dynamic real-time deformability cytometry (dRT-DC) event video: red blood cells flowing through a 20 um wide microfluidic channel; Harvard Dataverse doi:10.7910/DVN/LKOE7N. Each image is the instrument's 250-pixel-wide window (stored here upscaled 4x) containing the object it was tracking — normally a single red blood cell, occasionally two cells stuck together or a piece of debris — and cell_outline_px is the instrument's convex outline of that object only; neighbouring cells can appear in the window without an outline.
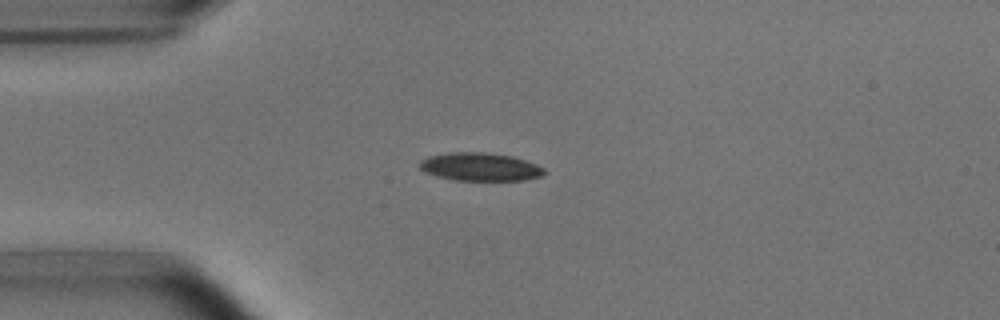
{"species": "common noctule bat (a hibernating species)", "species_latin": "Nyctalus noctula", "temperature_condition": "room temperature", "stored_images_in_passage": 4, "camera_frame_rate_fps": 3000, "um_per_image_px": 0.085, "animal": {"sex": "male", "body_mass_g": 15.6}, "frame": {"image": 1, "passage_image": 2, "time_ms": 1.333, "image_size_px": [1000, 320], "cell_outline_px": [[544, 172], [540, 176], [524, 180], [456, 180], [436, 176], [424, 172], [420, 168], [420, 160], [428, 156], [448, 152], [484, 152], [512, 156], [536, 164], [544, 168]], "centroid_in_image_um": [40.77, 14.17], "position_along_channel_um": 44.2, "area_um2": 20.35}}